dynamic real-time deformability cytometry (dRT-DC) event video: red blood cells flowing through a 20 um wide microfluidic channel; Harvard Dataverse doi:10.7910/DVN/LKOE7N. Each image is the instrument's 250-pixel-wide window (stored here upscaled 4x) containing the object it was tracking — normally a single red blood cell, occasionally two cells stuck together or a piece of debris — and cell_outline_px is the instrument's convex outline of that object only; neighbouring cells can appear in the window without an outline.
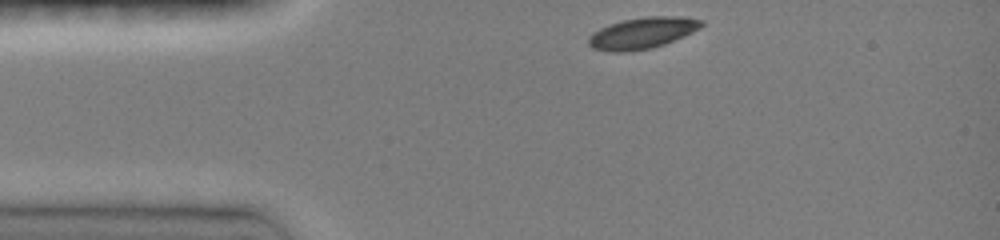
{"species": "common noctule bat (a hibernating species)", "species_latin": "Nyctalus noctula", "temperature_condition": "room temperature", "stored_images_in_passage": 23, "camera_frame_rate_fps": 3000, "um_per_image_px": 0.085, "animal": {"sex": "female", "body_mass_g": 19.0, "forearm_length_mm": 51.5}, "frame": {"image": 1, "passage_image": 1, "time_ms": 0.0, "image_size_px": [1000, 240], "cell_outline_px": [[704, 24], [700, 28], [684, 36], [664, 44], [652, 48], [628, 52], [608, 52], [592, 48], [588, 44], [588, 36], [592, 32], [608, 24], [624, 20], [644, 16], [676, 16], [704, 20]], "centroid_in_image_um": [54.56, 2.81], "position_along_channel_um": 30.4, "area_um2": 20.81}}
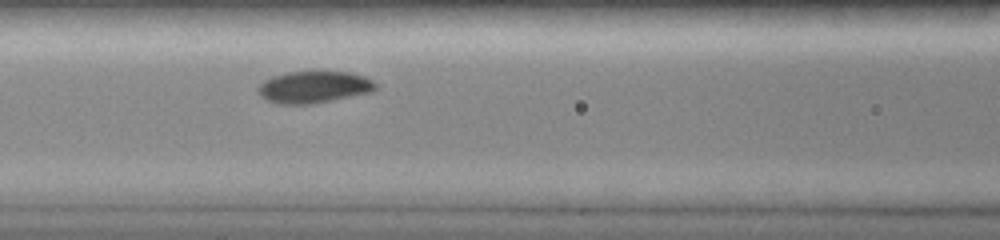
{"frame": {"image": 2, "passage_image": 13, "time_ms": 3.667, "image_size_px": [1000, 240], "cell_outline_px": [[376, 88], [372, 92], [312, 104], [280, 104], [268, 100], [260, 96], [256, 88], [264, 80], [272, 76], [284, 72], [348, 72], [364, 76], [372, 80], [376, 84]], "centroid_in_image_um": [26.65, 7.4], "position_along_channel_um": 139.9, "area_um2": 21.79}}